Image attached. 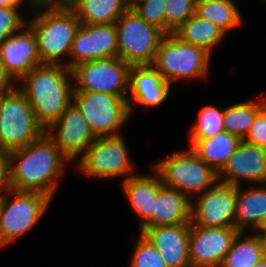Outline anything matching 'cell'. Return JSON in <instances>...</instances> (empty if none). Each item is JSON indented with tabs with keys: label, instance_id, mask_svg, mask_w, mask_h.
Returning a JSON list of instances; mask_svg holds the SVG:
<instances>
[{
	"label": "cell",
	"instance_id": "obj_1",
	"mask_svg": "<svg viewBox=\"0 0 266 267\" xmlns=\"http://www.w3.org/2000/svg\"><path fill=\"white\" fill-rule=\"evenodd\" d=\"M68 162L44 133L38 140L9 152L11 189L38 192L52 199Z\"/></svg>",
	"mask_w": 266,
	"mask_h": 267
},
{
	"label": "cell",
	"instance_id": "obj_2",
	"mask_svg": "<svg viewBox=\"0 0 266 267\" xmlns=\"http://www.w3.org/2000/svg\"><path fill=\"white\" fill-rule=\"evenodd\" d=\"M71 69L59 64L34 67L18 82L29 101L37 122L46 130L72 103Z\"/></svg>",
	"mask_w": 266,
	"mask_h": 267
},
{
	"label": "cell",
	"instance_id": "obj_3",
	"mask_svg": "<svg viewBox=\"0 0 266 267\" xmlns=\"http://www.w3.org/2000/svg\"><path fill=\"white\" fill-rule=\"evenodd\" d=\"M31 9L34 16L27 21V25L35 34L41 63L64 65L60 58L64 55L69 57L80 26L75 12L67 5L36 6Z\"/></svg>",
	"mask_w": 266,
	"mask_h": 267
},
{
	"label": "cell",
	"instance_id": "obj_4",
	"mask_svg": "<svg viewBox=\"0 0 266 267\" xmlns=\"http://www.w3.org/2000/svg\"><path fill=\"white\" fill-rule=\"evenodd\" d=\"M51 200L42 193L13 189L0 196V248L28 233L39 222Z\"/></svg>",
	"mask_w": 266,
	"mask_h": 267
},
{
	"label": "cell",
	"instance_id": "obj_5",
	"mask_svg": "<svg viewBox=\"0 0 266 267\" xmlns=\"http://www.w3.org/2000/svg\"><path fill=\"white\" fill-rule=\"evenodd\" d=\"M153 166L163 186L179 190L188 198L191 193L201 195L218 182L217 172L190 148L174 152Z\"/></svg>",
	"mask_w": 266,
	"mask_h": 267
},
{
	"label": "cell",
	"instance_id": "obj_6",
	"mask_svg": "<svg viewBox=\"0 0 266 267\" xmlns=\"http://www.w3.org/2000/svg\"><path fill=\"white\" fill-rule=\"evenodd\" d=\"M115 26L117 56L130 66L152 65L165 33L147 23L131 8L120 16Z\"/></svg>",
	"mask_w": 266,
	"mask_h": 267
},
{
	"label": "cell",
	"instance_id": "obj_7",
	"mask_svg": "<svg viewBox=\"0 0 266 267\" xmlns=\"http://www.w3.org/2000/svg\"><path fill=\"white\" fill-rule=\"evenodd\" d=\"M210 57L203 48L182 42L174 34H165L152 67L171 85L180 78H203L208 73Z\"/></svg>",
	"mask_w": 266,
	"mask_h": 267
},
{
	"label": "cell",
	"instance_id": "obj_8",
	"mask_svg": "<svg viewBox=\"0 0 266 267\" xmlns=\"http://www.w3.org/2000/svg\"><path fill=\"white\" fill-rule=\"evenodd\" d=\"M45 129L37 122L25 95L18 86L4 94L0 105V146L8 152L38 140Z\"/></svg>",
	"mask_w": 266,
	"mask_h": 267
},
{
	"label": "cell",
	"instance_id": "obj_9",
	"mask_svg": "<svg viewBox=\"0 0 266 267\" xmlns=\"http://www.w3.org/2000/svg\"><path fill=\"white\" fill-rule=\"evenodd\" d=\"M72 103L96 137L119 135L120 127L131 117L127 98L107 93L73 91Z\"/></svg>",
	"mask_w": 266,
	"mask_h": 267
},
{
	"label": "cell",
	"instance_id": "obj_10",
	"mask_svg": "<svg viewBox=\"0 0 266 267\" xmlns=\"http://www.w3.org/2000/svg\"><path fill=\"white\" fill-rule=\"evenodd\" d=\"M121 134L97 137L79 158L77 168L89 177L113 178L125 175L126 179L135 175L128 146Z\"/></svg>",
	"mask_w": 266,
	"mask_h": 267
},
{
	"label": "cell",
	"instance_id": "obj_11",
	"mask_svg": "<svg viewBox=\"0 0 266 267\" xmlns=\"http://www.w3.org/2000/svg\"><path fill=\"white\" fill-rule=\"evenodd\" d=\"M130 65L118 56L79 63L71 68L74 91L101 92L126 97Z\"/></svg>",
	"mask_w": 266,
	"mask_h": 267
},
{
	"label": "cell",
	"instance_id": "obj_12",
	"mask_svg": "<svg viewBox=\"0 0 266 267\" xmlns=\"http://www.w3.org/2000/svg\"><path fill=\"white\" fill-rule=\"evenodd\" d=\"M191 203L192 225L234 227L237 186L217 182Z\"/></svg>",
	"mask_w": 266,
	"mask_h": 267
},
{
	"label": "cell",
	"instance_id": "obj_13",
	"mask_svg": "<svg viewBox=\"0 0 266 267\" xmlns=\"http://www.w3.org/2000/svg\"><path fill=\"white\" fill-rule=\"evenodd\" d=\"M239 231L235 227H203L189 224L191 267H220Z\"/></svg>",
	"mask_w": 266,
	"mask_h": 267
},
{
	"label": "cell",
	"instance_id": "obj_14",
	"mask_svg": "<svg viewBox=\"0 0 266 267\" xmlns=\"http://www.w3.org/2000/svg\"><path fill=\"white\" fill-rule=\"evenodd\" d=\"M45 134L70 162L77 159L80 153L81 158L97 138L73 103L45 130Z\"/></svg>",
	"mask_w": 266,
	"mask_h": 267
},
{
	"label": "cell",
	"instance_id": "obj_15",
	"mask_svg": "<svg viewBox=\"0 0 266 267\" xmlns=\"http://www.w3.org/2000/svg\"><path fill=\"white\" fill-rule=\"evenodd\" d=\"M117 29L115 24H80L71 45V60L64 65L71 69L86 61L117 57Z\"/></svg>",
	"mask_w": 266,
	"mask_h": 267
},
{
	"label": "cell",
	"instance_id": "obj_16",
	"mask_svg": "<svg viewBox=\"0 0 266 267\" xmlns=\"http://www.w3.org/2000/svg\"><path fill=\"white\" fill-rule=\"evenodd\" d=\"M217 178L218 182L233 186H239L242 179L250 183L266 184V148L242 140L234 154L217 172Z\"/></svg>",
	"mask_w": 266,
	"mask_h": 267
},
{
	"label": "cell",
	"instance_id": "obj_17",
	"mask_svg": "<svg viewBox=\"0 0 266 267\" xmlns=\"http://www.w3.org/2000/svg\"><path fill=\"white\" fill-rule=\"evenodd\" d=\"M0 59L16 82L42 64L35 34L27 24L0 43Z\"/></svg>",
	"mask_w": 266,
	"mask_h": 267
},
{
	"label": "cell",
	"instance_id": "obj_18",
	"mask_svg": "<svg viewBox=\"0 0 266 267\" xmlns=\"http://www.w3.org/2000/svg\"><path fill=\"white\" fill-rule=\"evenodd\" d=\"M140 233L158 249L167 267H191L189 224L142 227Z\"/></svg>",
	"mask_w": 266,
	"mask_h": 267
},
{
	"label": "cell",
	"instance_id": "obj_19",
	"mask_svg": "<svg viewBox=\"0 0 266 267\" xmlns=\"http://www.w3.org/2000/svg\"><path fill=\"white\" fill-rule=\"evenodd\" d=\"M170 86L152 65L131 66L128 90L132 96L127 98L130 116L136 104L155 107L163 103L169 95Z\"/></svg>",
	"mask_w": 266,
	"mask_h": 267
},
{
	"label": "cell",
	"instance_id": "obj_20",
	"mask_svg": "<svg viewBox=\"0 0 266 267\" xmlns=\"http://www.w3.org/2000/svg\"><path fill=\"white\" fill-rule=\"evenodd\" d=\"M192 202V199L190 200L181 191L163 186L159 178L155 211L153 217L143 227L190 224Z\"/></svg>",
	"mask_w": 266,
	"mask_h": 267
},
{
	"label": "cell",
	"instance_id": "obj_21",
	"mask_svg": "<svg viewBox=\"0 0 266 267\" xmlns=\"http://www.w3.org/2000/svg\"><path fill=\"white\" fill-rule=\"evenodd\" d=\"M155 174H137L123 180V192L125 193L130 206L141 218V229L152 217L155 211V200L159 194V176Z\"/></svg>",
	"mask_w": 266,
	"mask_h": 267
},
{
	"label": "cell",
	"instance_id": "obj_22",
	"mask_svg": "<svg viewBox=\"0 0 266 267\" xmlns=\"http://www.w3.org/2000/svg\"><path fill=\"white\" fill-rule=\"evenodd\" d=\"M255 185L248 189L237 186L234 227L239 232L245 233L248 226L257 230L266 216V184Z\"/></svg>",
	"mask_w": 266,
	"mask_h": 267
},
{
	"label": "cell",
	"instance_id": "obj_23",
	"mask_svg": "<svg viewBox=\"0 0 266 267\" xmlns=\"http://www.w3.org/2000/svg\"><path fill=\"white\" fill-rule=\"evenodd\" d=\"M69 7L80 24H115L130 8L129 0H74Z\"/></svg>",
	"mask_w": 266,
	"mask_h": 267
},
{
	"label": "cell",
	"instance_id": "obj_24",
	"mask_svg": "<svg viewBox=\"0 0 266 267\" xmlns=\"http://www.w3.org/2000/svg\"><path fill=\"white\" fill-rule=\"evenodd\" d=\"M242 140L226 131L196 140L190 149L207 165L218 172L234 154Z\"/></svg>",
	"mask_w": 266,
	"mask_h": 267
},
{
	"label": "cell",
	"instance_id": "obj_25",
	"mask_svg": "<svg viewBox=\"0 0 266 267\" xmlns=\"http://www.w3.org/2000/svg\"><path fill=\"white\" fill-rule=\"evenodd\" d=\"M182 42L203 48L211 55L212 49L219 46L226 34L210 21L196 13L189 17L174 33Z\"/></svg>",
	"mask_w": 266,
	"mask_h": 267
},
{
	"label": "cell",
	"instance_id": "obj_26",
	"mask_svg": "<svg viewBox=\"0 0 266 267\" xmlns=\"http://www.w3.org/2000/svg\"><path fill=\"white\" fill-rule=\"evenodd\" d=\"M195 13L219 27L225 34L243 22L242 14L233 0H196Z\"/></svg>",
	"mask_w": 266,
	"mask_h": 267
},
{
	"label": "cell",
	"instance_id": "obj_27",
	"mask_svg": "<svg viewBox=\"0 0 266 267\" xmlns=\"http://www.w3.org/2000/svg\"><path fill=\"white\" fill-rule=\"evenodd\" d=\"M243 232L235 237L220 267H253L265 255L262 236L254 233L242 240Z\"/></svg>",
	"mask_w": 266,
	"mask_h": 267
},
{
	"label": "cell",
	"instance_id": "obj_28",
	"mask_svg": "<svg viewBox=\"0 0 266 267\" xmlns=\"http://www.w3.org/2000/svg\"><path fill=\"white\" fill-rule=\"evenodd\" d=\"M259 101L248 100L226 107L223 118L225 131L243 140L253 124L257 113L266 105V101L263 102L260 99Z\"/></svg>",
	"mask_w": 266,
	"mask_h": 267
},
{
	"label": "cell",
	"instance_id": "obj_29",
	"mask_svg": "<svg viewBox=\"0 0 266 267\" xmlns=\"http://www.w3.org/2000/svg\"><path fill=\"white\" fill-rule=\"evenodd\" d=\"M223 118L224 109L219 110L211 105L203 107L199 112L197 122L189 133L190 145L198 139L209 138L225 131Z\"/></svg>",
	"mask_w": 266,
	"mask_h": 267
},
{
	"label": "cell",
	"instance_id": "obj_30",
	"mask_svg": "<svg viewBox=\"0 0 266 267\" xmlns=\"http://www.w3.org/2000/svg\"><path fill=\"white\" fill-rule=\"evenodd\" d=\"M164 7V33L173 34L195 14L196 0H166Z\"/></svg>",
	"mask_w": 266,
	"mask_h": 267
},
{
	"label": "cell",
	"instance_id": "obj_31",
	"mask_svg": "<svg viewBox=\"0 0 266 267\" xmlns=\"http://www.w3.org/2000/svg\"><path fill=\"white\" fill-rule=\"evenodd\" d=\"M129 267H167L158 249L141 233Z\"/></svg>",
	"mask_w": 266,
	"mask_h": 267
},
{
	"label": "cell",
	"instance_id": "obj_32",
	"mask_svg": "<svg viewBox=\"0 0 266 267\" xmlns=\"http://www.w3.org/2000/svg\"><path fill=\"white\" fill-rule=\"evenodd\" d=\"M130 8L147 23L164 32V9L166 0H129Z\"/></svg>",
	"mask_w": 266,
	"mask_h": 267
},
{
	"label": "cell",
	"instance_id": "obj_33",
	"mask_svg": "<svg viewBox=\"0 0 266 267\" xmlns=\"http://www.w3.org/2000/svg\"><path fill=\"white\" fill-rule=\"evenodd\" d=\"M18 9L0 7V43L27 24V20L23 18Z\"/></svg>",
	"mask_w": 266,
	"mask_h": 267
},
{
	"label": "cell",
	"instance_id": "obj_34",
	"mask_svg": "<svg viewBox=\"0 0 266 267\" xmlns=\"http://www.w3.org/2000/svg\"><path fill=\"white\" fill-rule=\"evenodd\" d=\"M243 141L266 148V105L257 113Z\"/></svg>",
	"mask_w": 266,
	"mask_h": 267
},
{
	"label": "cell",
	"instance_id": "obj_35",
	"mask_svg": "<svg viewBox=\"0 0 266 267\" xmlns=\"http://www.w3.org/2000/svg\"><path fill=\"white\" fill-rule=\"evenodd\" d=\"M9 189H11L9 152L2 150L0 151V196H2Z\"/></svg>",
	"mask_w": 266,
	"mask_h": 267
},
{
	"label": "cell",
	"instance_id": "obj_36",
	"mask_svg": "<svg viewBox=\"0 0 266 267\" xmlns=\"http://www.w3.org/2000/svg\"><path fill=\"white\" fill-rule=\"evenodd\" d=\"M16 81L11 77V75L6 71L0 59V93H8L14 90L17 86Z\"/></svg>",
	"mask_w": 266,
	"mask_h": 267
},
{
	"label": "cell",
	"instance_id": "obj_37",
	"mask_svg": "<svg viewBox=\"0 0 266 267\" xmlns=\"http://www.w3.org/2000/svg\"><path fill=\"white\" fill-rule=\"evenodd\" d=\"M66 0H27L31 7L36 6H52V5H65Z\"/></svg>",
	"mask_w": 266,
	"mask_h": 267
},
{
	"label": "cell",
	"instance_id": "obj_38",
	"mask_svg": "<svg viewBox=\"0 0 266 267\" xmlns=\"http://www.w3.org/2000/svg\"><path fill=\"white\" fill-rule=\"evenodd\" d=\"M24 0H0V7L3 8H18Z\"/></svg>",
	"mask_w": 266,
	"mask_h": 267
},
{
	"label": "cell",
	"instance_id": "obj_39",
	"mask_svg": "<svg viewBox=\"0 0 266 267\" xmlns=\"http://www.w3.org/2000/svg\"><path fill=\"white\" fill-rule=\"evenodd\" d=\"M256 234L263 236L266 233V216L263 220V222L261 223L260 227L255 231Z\"/></svg>",
	"mask_w": 266,
	"mask_h": 267
},
{
	"label": "cell",
	"instance_id": "obj_40",
	"mask_svg": "<svg viewBox=\"0 0 266 267\" xmlns=\"http://www.w3.org/2000/svg\"><path fill=\"white\" fill-rule=\"evenodd\" d=\"M253 267H266V258H262L257 264Z\"/></svg>",
	"mask_w": 266,
	"mask_h": 267
},
{
	"label": "cell",
	"instance_id": "obj_41",
	"mask_svg": "<svg viewBox=\"0 0 266 267\" xmlns=\"http://www.w3.org/2000/svg\"><path fill=\"white\" fill-rule=\"evenodd\" d=\"M263 238V242H264V246H265V251H266V233L262 236Z\"/></svg>",
	"mask_w": 266,
	"mask_h": 267
},
{
	"label": "cell",
	"instance_id": "obj_42",
	"mask_svg": "<svg viewBox=\"0 0 266 267\" xmlns=\"http://www.w3.org/2000/svg\"><path fill=\"white\" fill-rule=\"evenodd\" d=\"M74 0H66L65 5L69 6Z\"/></svg>",
	"mask_w": 266,
	"mask_h": 267
},
{
	"label": "cell",
	"instance_id": "obj_43",
	"mask_svg": "<svg viewBox=\"0 0 266 267\" xmlns=\"http://www.w3.org/2000/svg\"><path fill=\"white\" fill-rule=\"evenodd\" d=\"M4 94H6V93H0V105H1V102H2V100H3V96H4Z\"/></svg>",
	"mask_w": 266,
	"mask_h": 267
}]
</instances>
